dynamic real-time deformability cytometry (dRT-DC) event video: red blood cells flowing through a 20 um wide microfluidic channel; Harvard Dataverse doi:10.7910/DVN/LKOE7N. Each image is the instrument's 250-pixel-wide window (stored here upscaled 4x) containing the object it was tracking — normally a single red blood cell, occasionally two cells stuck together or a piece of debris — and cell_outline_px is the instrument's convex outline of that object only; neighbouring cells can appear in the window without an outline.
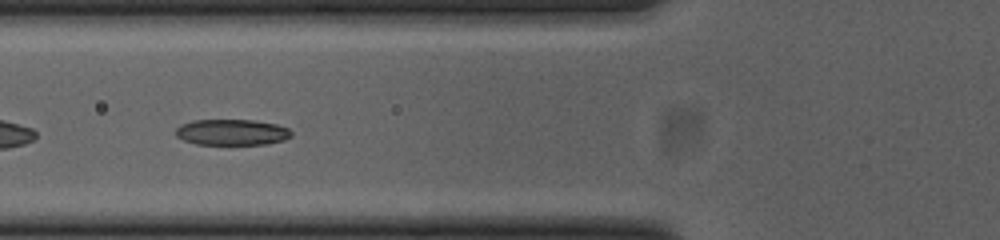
{"species": "common noctule bat (a hibernating species)", "species_latin": "Nyctalus noctula", "temperature_condition": "cold", "stored_images_in_passage": 46, "camera_frame_rate_fps": 3000, "um_per_image_px": 0.085, "animal": {"sex": "female", "body_mass_g": 23.0, "forearm_length_mm": 53.4}, "frame": {"image": 1, "passage_image": 14, "time_ms": 4.333, "image_size_px": [1000, 240], "cell_outline_px": [[292, 136], [284, 140], [268, 144], [196, 144], [184, 140], [176, 136], [176, 128], [180, 124], [192, 120], [252, 120], [276, 124], [288, 128], [292, 132]], "centroid_in_image_um": [19.71, 11.24], "position_along_channel_um": 106.1, "area_um2": 17.51}}
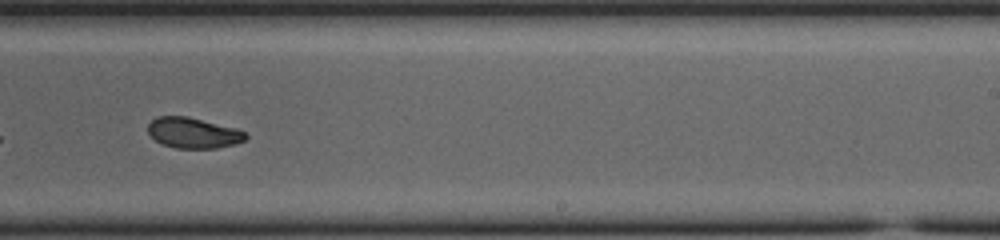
{"frame": {"image": 2, "passage_image": 27, "time_ms": 8.667, "image_size_px": [1000, 240], "cell_outline_px": [[248, 136], [244, 140], [236, 144], [216, 148], [176, 148], [164, 144], [156, 140], [148, 132], [148, 124], [156, 116], [188, 116], [236, 128], [244, 132]], "centroid_in_image_um": [16.43, 11.28], "position_along_channel_um": 272.6, "area_um2": 17.34}}
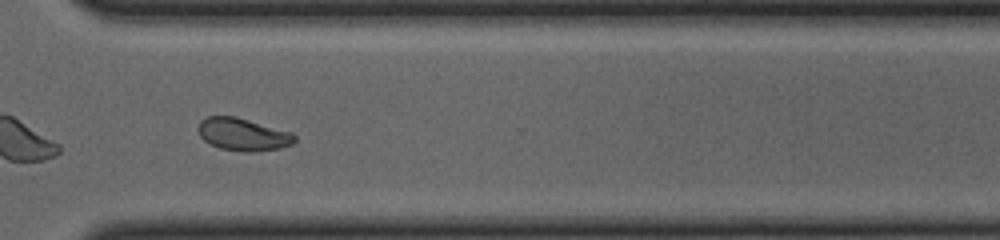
{"frame": {"image": 3, "passage_image": 33, "time_ms": 10.667, "image_size_px": [1000, 240], "cell_outline_px": [[296, 140], [292, 144], [280, 148], [252, 152], [244, 152], [220, 148], [204, 140], [200, 136], [196, 128], [200, 120], [208, 116], [236, 116], [292, 132], [296, 136]], "centroid_in_image_um": [20.64, 11.41], "position_along_channel_um": 350.0, "area_um2": 18.44}, "authors_computed_cell_mechanics": {"area_um2": 18.1203, "velocity_mm_per_s": 3.8503, "shape_relaxation_time_tau1_ms": 2.5522, "shape_relaxation_time_tau2_ms": 2.1112, "deformation_change_tau1": 0.1162, "deformation_change_tau2": 0.0627}}